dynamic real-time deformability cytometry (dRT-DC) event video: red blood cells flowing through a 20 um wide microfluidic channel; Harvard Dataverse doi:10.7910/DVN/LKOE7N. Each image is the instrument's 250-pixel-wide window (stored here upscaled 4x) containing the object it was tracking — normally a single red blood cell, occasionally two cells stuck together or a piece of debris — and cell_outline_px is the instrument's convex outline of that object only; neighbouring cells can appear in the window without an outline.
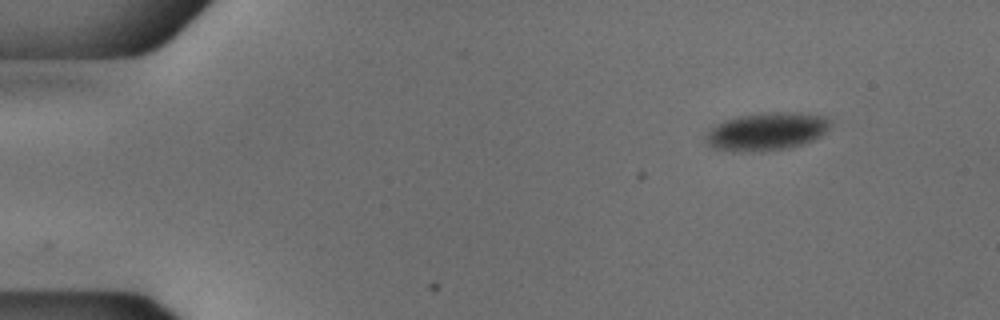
{"species": "common noctule bat (a hibernating species)", "species_latin": "Nyctalus noctula", "temperature_condition": "cold", "stored_images_in_passage": 48, "camera_frame_rate_fps": 3000, "um_per_image_px": 0.085, "animal": {"sex": "male", "body_mass_g": 18.8}, "frame": {"image": 1, "passage_image": 1, "time_ms": 0.0, "image_size_px": [1000, 320], "cell_outline_px": [[832, 128], [820, 136], [812, 140], [788, 148], [764, 152], [732, 152], [712, 148], [704, 140], [704, 136], [716, 124], [724, 120], [736, 116], [764, 112], [796, 112], [828, 116], [832, 120]], "centroid_in_image_um": [65.18, 11.17], "position_along_channel_um": 19.8, "area_um2": 28.26}}
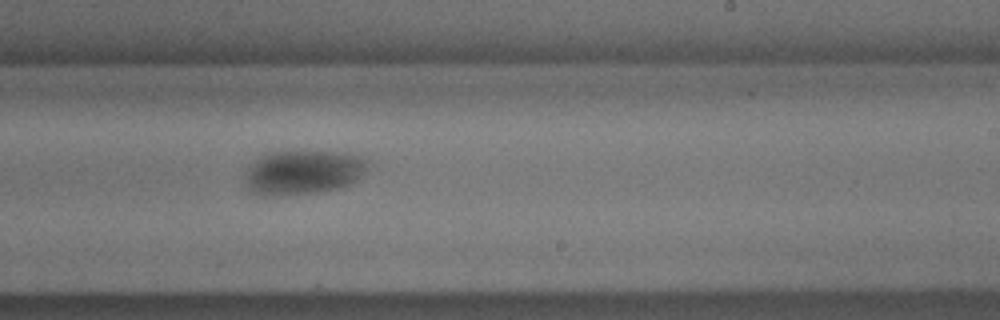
{"frame": {"image": 2, "passage_image": 28, "time_ms": 9.0, "image_size_px": [1000, 320], "cell_outline_px": [[368, 168], [360, 180], [340, 188], [316, 192], [264, 196], [252, 192], [248, 188], [248, 168], [264, 152], [348, 152], [368, 156]], "centroid_in_image_um": [25.89, 14.63], "position_along_channel_um": 263.1, "area_um2": 31.79}}
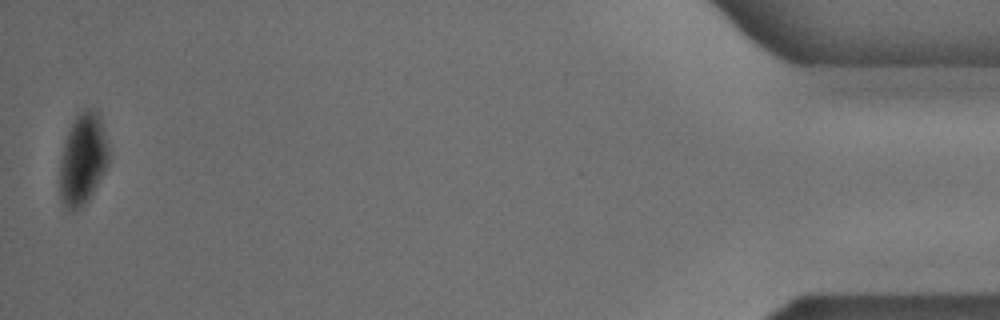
{"frame": {"image": 3, "passage_image": 48, "time_ms": 15.667, "image_size_px": [1000, 320], "cell_outline_px": [[108, 164], [104, 172], [88, 200], [80, 208], [72, 212], [68, 212], [60, 200], [60, 160], [64, 144], [72, 120], [80, 112], [88, 108], [96, 108], [100, 112], [108, 140]], "centroid_in_image_um": [7.05, 13.5], "position_along_channel_um": 428.1, "area_um2": 26.53}}